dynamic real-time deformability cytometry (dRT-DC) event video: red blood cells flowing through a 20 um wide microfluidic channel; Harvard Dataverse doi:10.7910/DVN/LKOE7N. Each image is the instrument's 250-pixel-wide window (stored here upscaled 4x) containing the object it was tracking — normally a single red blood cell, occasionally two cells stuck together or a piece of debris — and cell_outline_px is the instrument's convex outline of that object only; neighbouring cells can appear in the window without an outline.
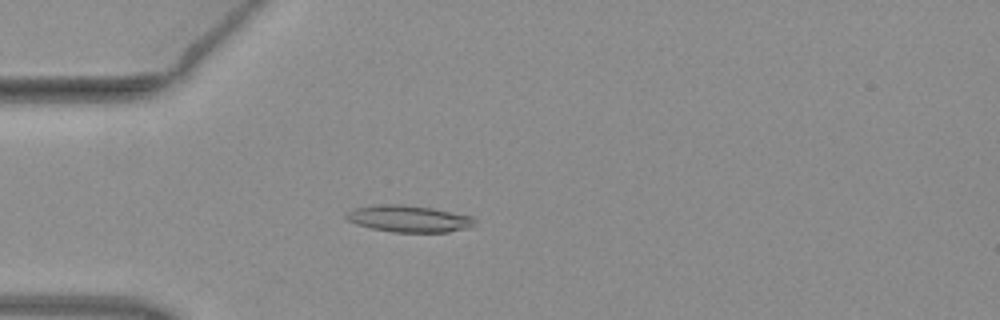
{"species": "common noctule bat (a hibernating species)", "species_latin": "Nyctalus noctula", "temperature_condition": "warm", "stored_images_in_passage": 52, "camera_frame_rate_fps": 3000, "um_per_image_px": 0.085, "animal": {"sex": "female", "body_mass_g": 19.3, "forearm_length_mm": 54.1}, "frame": {"image": 1, "passage_image": 15, "time_ms": 4.667, "image_size_px": [1000, 320], "cell_outline_px": [[476, 224], [472, 228], [448, 232], [392, 232], [372, 228], [356, 224], [348, 220], [344, 216], [344, 212], [352, 208], [388, 204], [400, 204], [432, 208], [472, 216], [476, 220]], "centroid_in_image_um": [34.77, 18.6], "position_along_channel_um": 50.2, "area_um2": 20.17}}
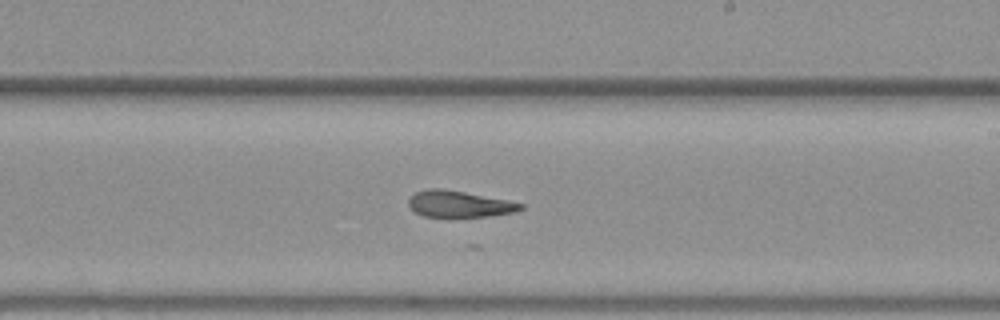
{"frame": {"image": 2, "passage_image": 31, "time_ms": 10.0, "image_size_px": [1000, 320], "cell_outline_px": [[524, 208], [516, 212], [488, 216], [420, 216], [408, 204], [408, 200], [416, 192], [428, 188], [444, 188], [508, 200], [524, 204]], "centroid_in_image_um": [39.05, 17.33], "position_along_channel_um": 249.9, "area_um2": 17.17}}
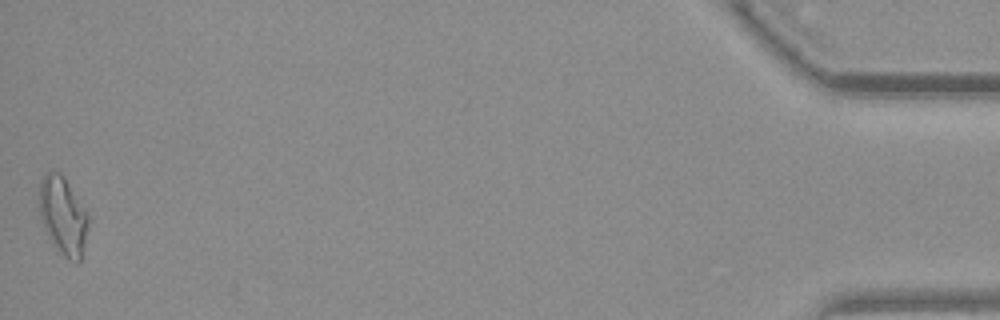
{"frame": {"image": 3, "passage_image": 52, "time_ms": 17.0, "image_size_px": [1000, 320], "cell_outline_px": [[88, 228], [84, 248], [80, 260], [76, 264], [68, 260], [60, 252], [52, 240], [40, 216], [40, 180], [44, 172], [60, 172], [64, 176], [88, 216]], "centroid_in_image_um": [5.37, 18.34], "position_along_channel_um": 429.8, "area_um2": 21.73}, "authors_computed_cell_mechanics": {"area_um2": 19.2185, "velocity_mm_per_s": 3.9736, "shape_relaxation_time_tau1_ms": null, "shape_relaxation_time_tau2_ms": 5.3971, "deformation_change_tau1": null, "deformation_change_tau2": 0.1628}}